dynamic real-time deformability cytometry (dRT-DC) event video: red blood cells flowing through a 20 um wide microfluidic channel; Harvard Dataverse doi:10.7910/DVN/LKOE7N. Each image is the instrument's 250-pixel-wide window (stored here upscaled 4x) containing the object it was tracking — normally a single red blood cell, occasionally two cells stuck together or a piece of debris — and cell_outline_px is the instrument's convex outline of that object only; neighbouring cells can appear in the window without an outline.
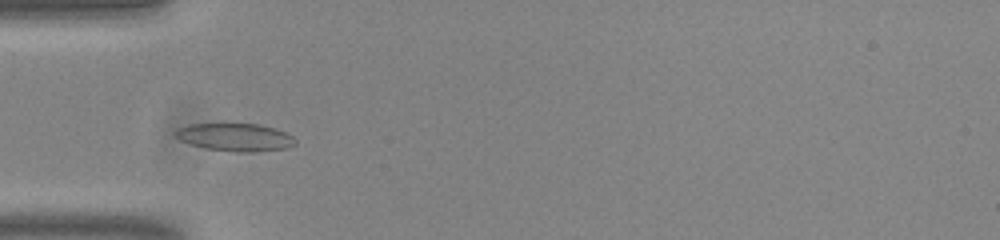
{"species": "common noctule bat (a hibernating species)", "species_latin": "Nyctalus noctula", "temperature_condition": "room temperature", "stored_images_in_passage": 48, "camera_frame_rate_fps": 3000, "um_per_image_px": 0.085, "animal": {"sex": "male", "body_mass_g": 20.0, "forearm_length_mm": 53.3}, "frame": {"image": 1, "passage_image": 11, "time_ms": 3.333, "image_size_px": [1000, 240], "cell_outline_px": [[296, 144], [284, 148], [256, 152], [236, 152], [208, 148], [188, 144], [180, 140], [176, 136], [176, 128], [188, 124], [224, 120], [260, 124], [284, 132], [292, 136], [296, 140]], "centroid_in_image_um": [19.92, 11.6], "position_along_channel_um": 65.1, "area_um2": 20.29}}
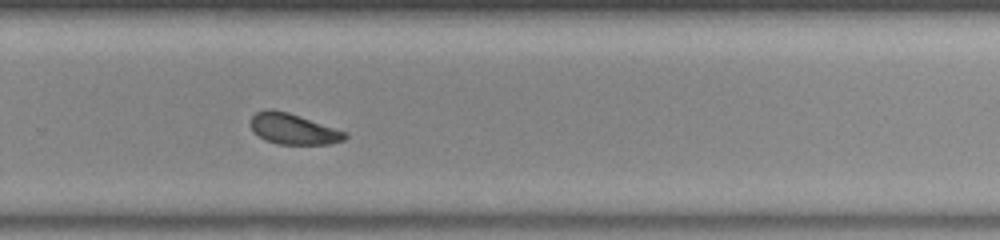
{"frame": {"image": 2, "passage_image": 30, "time_ms": 9.667, "image_size_px": [1000, 240], "cell_outline_px": [[348, 136], [344, 140], [328, 144], [280, 144], [264, 140], [252, 132], [248, 124], [248, 120], [256, 112], [264, 108], [272, 108], [288, 112], [348, 132]], "centroid_in_image_um": [24.86, 10.94], "position_along_channel_um": 304.9, "area_um2": 17.34}}
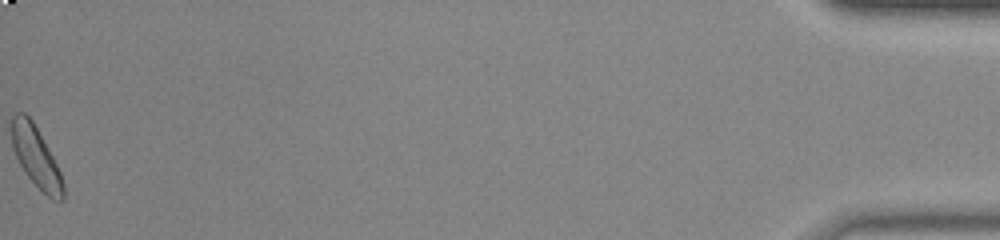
{"frame": {"image": 3, "passage_image": 48, "time_ms": 15.667, "image_size_px": [1000, 240], "cell_outline_px": [[64, 200], [52, 200], [24, 172], [12, 148], [12, 116], [16, 112], [24, 112], [32, 120], [48, 148], [60, 172], [64, 184]], "centroid_in_image_um": [3.06, 13.33], "position_along_channel_um": 432.1, "area_um2": 17.86}, "authors_computed_cell_mechanics": {"area_um2": 17.4845, "velocity_mm_per_s": 3.8022, "shape_relaxation_time_tau1_ms": 3.2435, "shape_relaxation_time_tau2_ms": 4.0291, "deformation_change_tau1": 0.0872, "deformation_change_tau2": 0.0979}}